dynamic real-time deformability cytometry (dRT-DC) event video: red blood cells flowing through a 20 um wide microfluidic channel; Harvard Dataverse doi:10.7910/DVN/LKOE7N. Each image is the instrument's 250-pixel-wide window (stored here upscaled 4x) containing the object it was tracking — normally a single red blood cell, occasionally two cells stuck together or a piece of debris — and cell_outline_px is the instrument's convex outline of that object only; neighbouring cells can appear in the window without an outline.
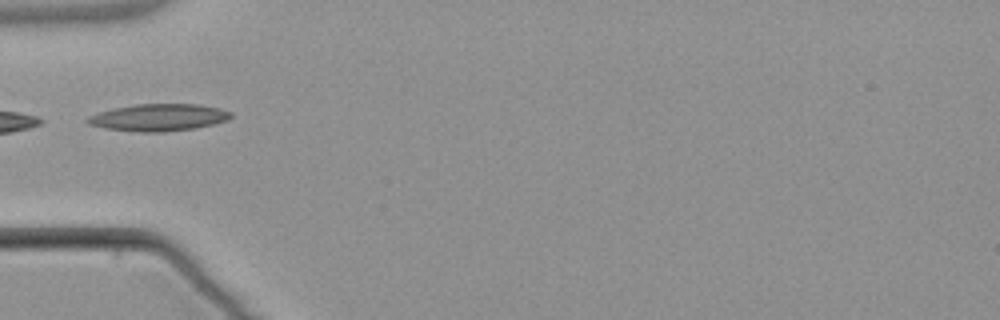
{"species": "common noctule bat (a hibernating species)", "species_latin": "Nyctalus noctula", "temperature_condition": "warm", "stored_images_in_passage": 1, "camera_frame_rate_fps": 3000, "um_per_image_px": 0.085, "animal": {"sex": "male", "body_mass_g": 21.5, "forearm_length_mm": 52.0}, "frame": {"image": 1, "passage_image": 1, "time_ms": 0.0, "image_size_px": [1000, 320], "cell_outline_px": [[232, 116], [228, 120], [196, 128], [164, 132], [136, 132], [104, 128], [88, 124], [84, 120], [88, 116], [112, 108], [136, 104], [196, 104], [220, 108], [232, 112]], "centroid_in_image_um": [13.46, 9.99], "position_along_channel_um": 71.5, "area_um2": 22.77}}